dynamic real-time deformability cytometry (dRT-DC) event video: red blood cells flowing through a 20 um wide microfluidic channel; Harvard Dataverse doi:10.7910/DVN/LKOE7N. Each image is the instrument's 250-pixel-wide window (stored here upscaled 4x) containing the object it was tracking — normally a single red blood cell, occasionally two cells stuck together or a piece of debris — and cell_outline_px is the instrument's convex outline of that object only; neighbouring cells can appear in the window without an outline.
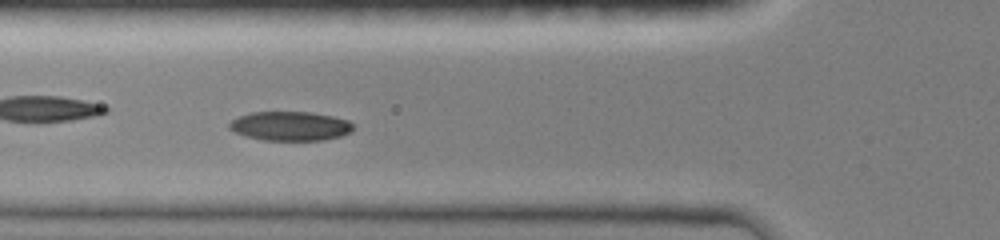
{"species": "common noctule bat (a hibernating species)", "species_latin": "Nyctalus noctula", "temperature_condition": "room temperature", "stored_images_in_passage": 23, "camera_frame_rate_fps": 3000, "um_per_image_px": 0.085, "animal": {"sex": "female", "body_mass_g": 19.0, "forearm_length_mm": 51.5}, "frame": {"image": 1, "passage_image": 22, "time_ms": 5.667, "image_size_px": [1000, 240], "cell_outline_px": [[352, 132], [340, 136], [324, 140], [264, 140], [248, 136], [236, 132], [228, 128], [228, 124], [232, 120], [240, 116], [252, 112], [312, 112], [332, 116], [348, 120], [352, 124]], "centroid_in_image_um": [24.69, 10.71], "position_along_channel_um": 101.1, "area_um2": 20.92}}